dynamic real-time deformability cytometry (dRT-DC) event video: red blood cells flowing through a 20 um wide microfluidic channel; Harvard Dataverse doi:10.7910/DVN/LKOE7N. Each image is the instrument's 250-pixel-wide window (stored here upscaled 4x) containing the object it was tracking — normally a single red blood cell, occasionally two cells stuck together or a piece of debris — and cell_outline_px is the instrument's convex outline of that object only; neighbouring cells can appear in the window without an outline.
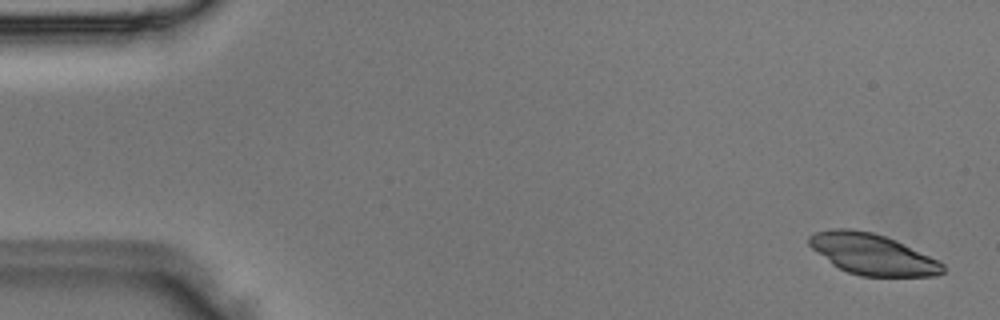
{"species": "Egyptian fruit bat (a non-hibernating species)", "species_latin": "Rousettus aegyptiacus", "temperature_condition": "room temperature", "stored_images_in_passage": 49, "camera_frame_rate_fps": 3000, "um_per_image_px": 0.085, "animal": {"sex": "male"}, "frame": {"image": 1, "passage_image": 2, "time_ms": 0.333, "image_size_px": [1000, 320], "cell_outline_px": [[944, 272], [936, 276], [860, 276], [848, 272], [832, 264], [812, 248], [808, 244], [808, 236], [816, 232], [832, 228], [852, 228], [872, 232], [896, 240], [940, 260], [944, 264]], "centroid_in_image_um": [74.17, 21.6], "position_along_channel_um": 10.8, "area_um2": 31.96}}